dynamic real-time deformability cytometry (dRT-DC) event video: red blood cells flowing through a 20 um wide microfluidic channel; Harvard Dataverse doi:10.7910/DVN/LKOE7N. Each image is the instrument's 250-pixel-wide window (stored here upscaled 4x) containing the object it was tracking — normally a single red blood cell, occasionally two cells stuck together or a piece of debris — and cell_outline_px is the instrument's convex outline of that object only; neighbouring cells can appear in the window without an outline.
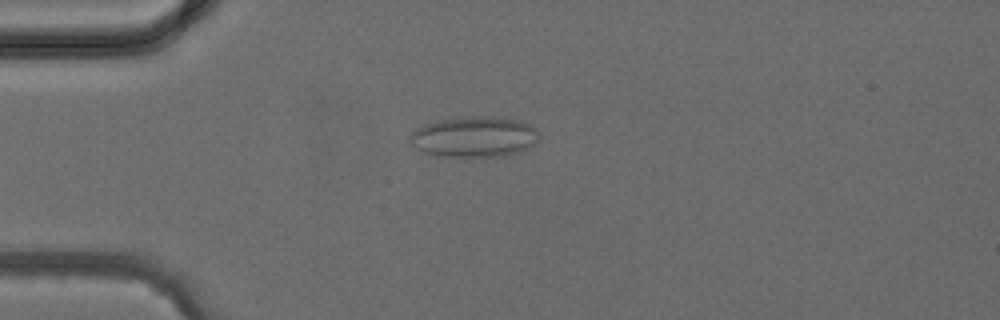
{"species": "common noctule bat (a hibernating species)", "species_latin": "Nyctalus noctula", "temperature_condition": "cold", "stored_images_in_passage": 3, "camera_frame_rate_fps": 3000, "um_per_image_px": 0.085, "animal": {"sex": "female", "body_mass_g": 24.6, "forearm_length_mm": 56.2}, "frame": {"image": 1, "passage_image": 2, "time_ms": 1.333, "image_size_px": [1000, 320], "cell_outline_px": [[536, 144], [520, 152], [504, 156], [444, 156], [424, 152], [416, 148], [408, 140], [408, 136], [412, 132], [424, 124], [444, 120], [468, 116], [492, 116], [520, 120], [536, 128]], "centroid_in_image_um": [40.32, 11.63], "position_along_channel_um": 44.7, "area_um2": 30.4}}